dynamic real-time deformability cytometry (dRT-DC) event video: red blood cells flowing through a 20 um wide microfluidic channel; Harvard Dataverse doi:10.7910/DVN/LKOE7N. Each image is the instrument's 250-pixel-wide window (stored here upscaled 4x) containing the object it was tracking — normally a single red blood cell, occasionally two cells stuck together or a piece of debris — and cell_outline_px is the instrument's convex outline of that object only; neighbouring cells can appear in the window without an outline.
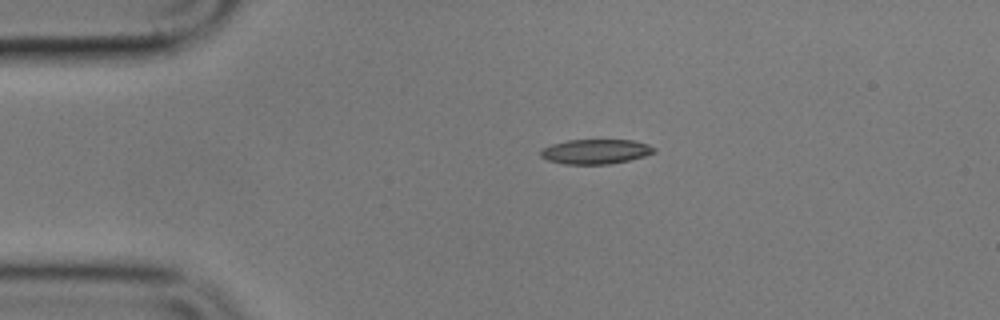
{"species": "common noctule bat (a hibernating species)", "species_latin": "Nyctalus noctula", "temperature_condition": "cold", "stored_images_in_passage": 3, "segment_of_instrument_passage": [1, 2], "camera_frame_rate_fps": 3000, "um_per_image_px": 0.085, "animal": {"sex": "male", "body_mass_g": 17.9}, "frame": {"image": 1, "passage_image": 1, "time_ms": 0.0, "image_size_px": [1000, 320], "cell_outline_px": [[656, 152], [644, 156], [628, 160], [608, 164], [564, 164], [548, 160], [540, 156], [540, 148], [552, 144], [568, 140], [632, 140], [648, 144], [656, 148]], "centroid_in_image_um": [50.61, 12.88], "position_along_channel_um": 34.4, "area_um2": 16.36}}